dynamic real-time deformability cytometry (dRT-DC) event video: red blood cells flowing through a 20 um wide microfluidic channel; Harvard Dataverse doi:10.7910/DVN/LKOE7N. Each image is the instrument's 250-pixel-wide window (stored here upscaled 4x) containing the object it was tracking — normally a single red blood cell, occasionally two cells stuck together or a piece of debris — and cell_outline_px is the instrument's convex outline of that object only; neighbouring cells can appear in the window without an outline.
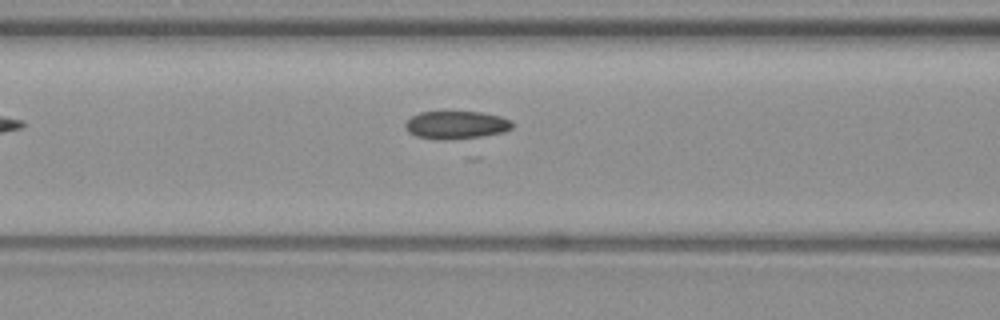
{"species": "common noctule bat (a hibernating species)", "species_latin": "Nyctalus noctula", "temperature_condition": "warm", "stored_images_in_passage": 8, "camera_frame_rate_fps": 3000, "um_per_image_px": 0.085, "animal": {"sex": "female", "body_mass_g": 19.3, "forearm_length_mm": 54.1}, "frame": {"image": 1, "passage_image": 6, "time_ms": 1.667, "image_size_px": [1000, 320], "cell_outline_px": [[512, 128], [504, 132], [480, 136], [448, 140], [436, 140], [416, 136], [408, 132], [404, 124], [412, 116], [420, 112], [480, 112], [500, 116], [508, 120], [512, 124]], "centroid_in_image_um": [38.74, 10.63], "position_along_channel_um": 127.9, "area_um2": 17.28}}